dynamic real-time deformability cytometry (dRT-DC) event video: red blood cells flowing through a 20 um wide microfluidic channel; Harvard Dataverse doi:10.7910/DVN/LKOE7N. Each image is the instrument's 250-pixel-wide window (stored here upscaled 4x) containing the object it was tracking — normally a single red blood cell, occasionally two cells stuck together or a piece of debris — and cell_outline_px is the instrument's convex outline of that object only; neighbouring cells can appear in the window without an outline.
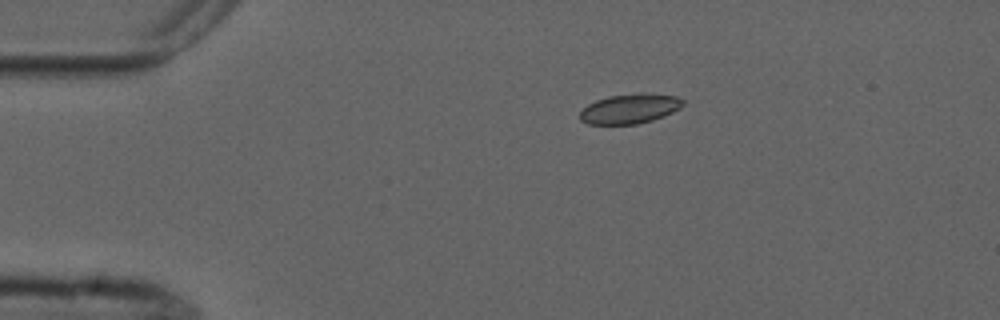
{"species": "common noctule bat (a hibernating species)", "species_latin": "Nyctalus noctula", "temperature_condition": "cold", "stored_images_in_passage": 4, "camera_frame_rate_fps": 3000, "um_per_image_px": 0.085, "animal": {"sex": "male", "forearm_length_mm": 52.5}, "frame": {"image": 1, "passage_image": 1, "time_ms": 0.0, "image_size_px": [1000, 320], "cell_outline_px": [[684, 104], [680, 108], [664, 116], [652, 120], [636, 124], [588, 124], [580, 120], [580, 112], [588, 104], [596, 100], [608, 96], [640, 92], [644, 92], [676, 96], [684, 100]], "centroid_in_image_um": [53.55, 9.22], "position_along_channel_um": 31.5, "area_um2": 17.98}}
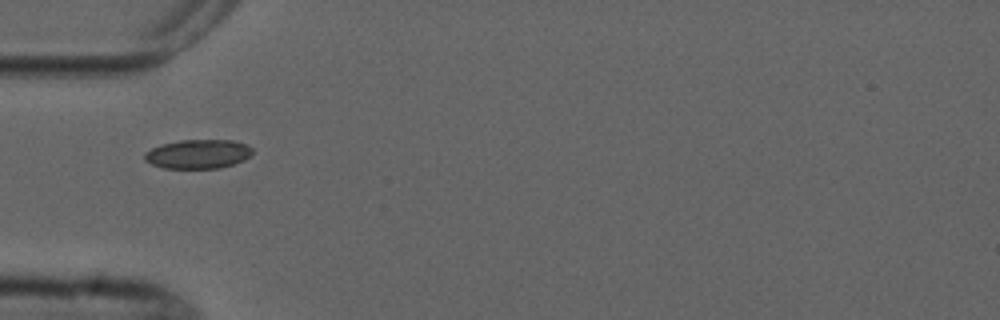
{"frame": {"image": 2, "passage_image": 3, "time_ms": 2.333, "image_size_px": [1000, 320], "cell_outline_px": [[252, 152], [244, 160], [220, 168], [164, 168], [152, 164], [144, 160], [144, 152], [160, 144], [180, 140], [232, 140], [248, 144], [252, 148]], "centroid_in_image_um": [16.82, 13.08], "position_along_channel_um": 68.2, "area_um2": 18.32}}
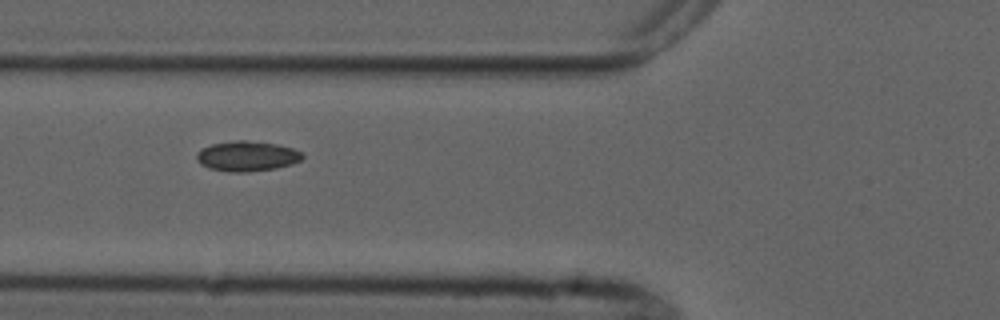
{"frame": {"image": 3, "passage_image": 4, "time_ms": 3.333, "image_size_px": [1000, 320], "cell_outline_px": [[304, 156], [300, 160], [292, 164], [276, 168], [248, 172], [232, 172], [208, 168], [200, 164], [196, 160], [196, 152], [200, 148], [212, 144], [232, 140], [244, 140], [276, 144], [292, 148], [300, 152]], "centroid_in_image_um": [20.94, 13.27], "position_along_channel_um": 104.9, "area_um2": 18.67}}